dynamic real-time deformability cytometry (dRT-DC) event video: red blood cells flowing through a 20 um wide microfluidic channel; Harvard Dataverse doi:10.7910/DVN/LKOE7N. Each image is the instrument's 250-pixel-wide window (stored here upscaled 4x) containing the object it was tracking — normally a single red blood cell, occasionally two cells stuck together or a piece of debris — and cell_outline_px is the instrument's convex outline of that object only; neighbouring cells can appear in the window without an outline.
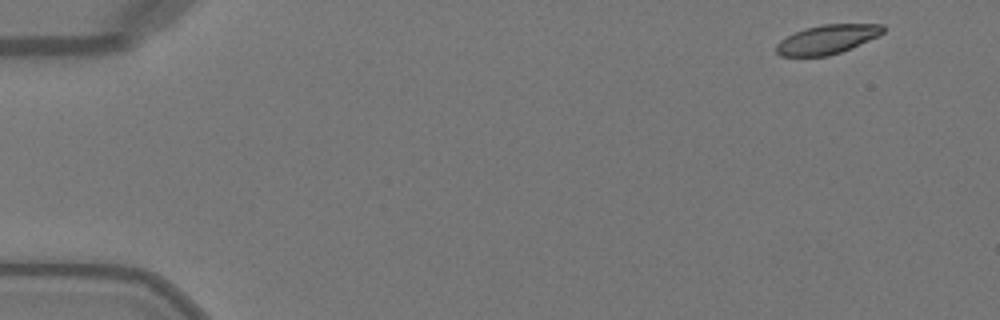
{"species": "Egyptian fruit bat (a non-hibernating species)", "species_latin": "Rousettus aegyptiacus", "temperature_condition": "warm", "stored_images_in_passage": 20, "camera_frame_rate_fps": 3000, "um_per_image_px": 0.085, "animal": {"sex": "female"}, "frame": {"image": 1, "passage_image": 1, "time_ms": 0.0, "image_size_px": [1000, 320], "cell_outline_px": [[884, 32], [868, 40], [840, 52], [828, 56], [780, 56], [776, 52], [776, 44], [780, 40], [804, 28], [824, 24], [884, 24]], "centroid_in_image_um": [70.28, 3.34], "position_along_channel_um": 14.7, "area_um2": 17.86}}
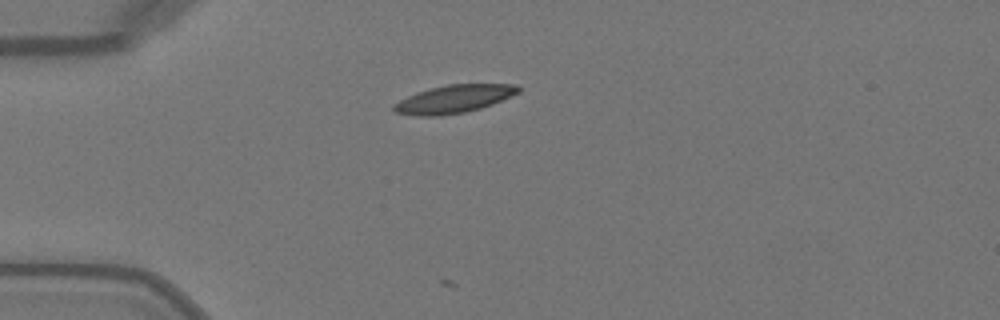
{"frame": {"image": 2, "passage_image": 11, "time_ms": 3.333, "image_size_px": [1000, 320], "cell_outline_px": [[520, 92], [492, 104], [480, 108], [464, 112], [440, 116], [416, 116], [396, 112], [392, 108], [392, 104], [416, 92], [428, 88], [448, 84], [520, 84]], "centroid_in_image_um": [38.57, 8.41], "position_along_channel_um": 46.4, "area_um2": 20.35}}
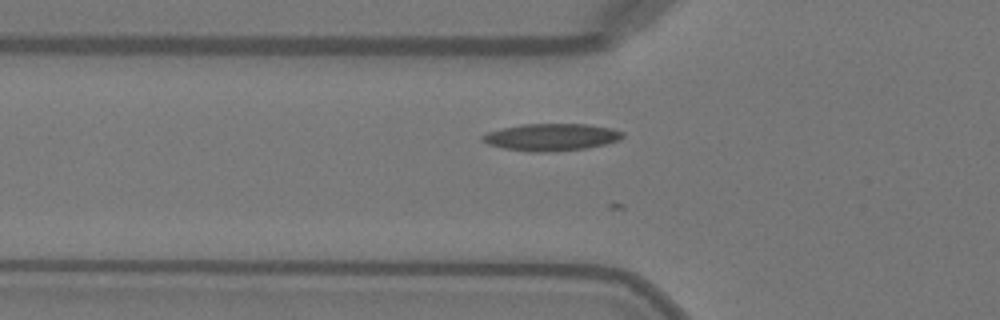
{"frame": {"image": 3, "passage_image": 15, "time_ms": 4.667, "image_size_px": [1000, 320], "cell_outline_px": [[624, 136], [620, 140], [604, 144], [584, 148], [544, 152], [528, 152], [504, 148], [488, 144], [480, 140], [480, 136], [488, 132], [520, 124], [588, 124], [612, 128], [624, 132]], "centroid_in_image_um": [46.85, 11.65], "position_along_channel_um": 78.9, "area_um2": 22.14}}